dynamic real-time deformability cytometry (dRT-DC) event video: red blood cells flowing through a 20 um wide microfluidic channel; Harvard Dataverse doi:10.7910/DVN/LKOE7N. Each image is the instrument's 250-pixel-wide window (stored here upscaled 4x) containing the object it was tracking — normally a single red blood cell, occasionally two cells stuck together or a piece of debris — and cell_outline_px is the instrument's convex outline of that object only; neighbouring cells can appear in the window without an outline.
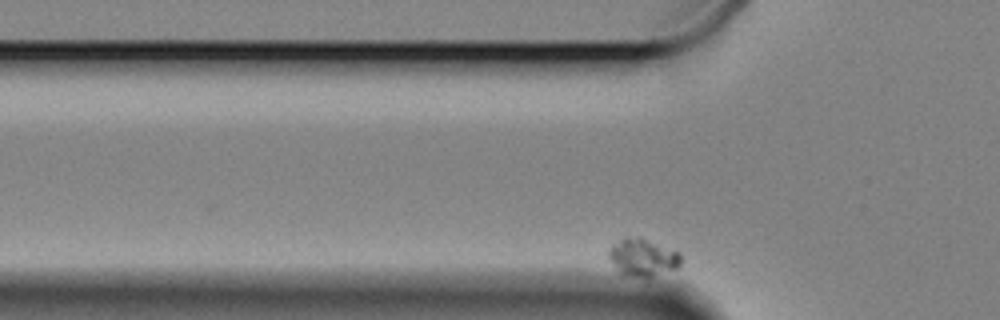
{"species": "Egyptian fruit bat (a non-hibernating species)", "species_latin": "Rousettus aegyptiacus", "temperature_condition": "cold", "stored_images_in_passage": 53, "camera_frame_rate_fps": 3000, "um_per_image_px": 0.085, "animal": {"sex": "female"}, "frame": {"image": 1, "passage_image": 4, "time_ms": 1.0, "image_size_px": [1000, 320], "cell_outline_px": [[680, 264], [676, 268], [652, 276], [632, 276], [620, 272], [608, 256], [608, 248], [612, 244], [624, 236], [640, 236], [680, 252]], "centroid_in_image_um": [54.61, 21.82], "position_along_channel_um": 71.2, "area_um2": 15.66}}
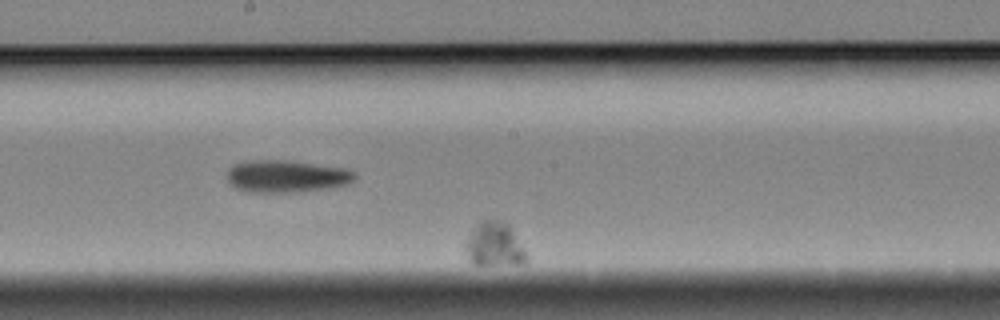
{"frame": {"image": 2, "passage_image": 25, "time_ms": 8.0, "image_size_px": [1000, 320], "cell_outline_px": [[528, 264], [472, 264], [468, 260], [464, 248], [464, 244], [468, 236], [476, 224], [484, 220], [496, 220], [508, 224], [524, 252], [528, 260]], "centroid_in_image_um": [41.97, 20.81], "position_along_channel_um": 206.2, "area_um2": 15.43}}
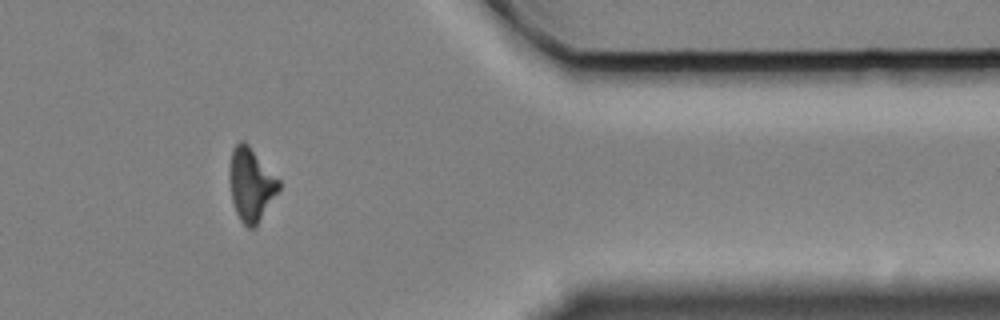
{"frame": {"image": 3, "passage_image": 50, "time_ms": 16.333, "image_size_px": [1000, 320], "cell_outline_px": [[280, 188], [256, 228], [248, 228], [240, 220], [236, 212], [232, 200], [228, 180], [228, 168], [232, 148], [240, 140], [244, 140], [248, 144], [280, 180]], "centroid_in_image_um": [21.31, 15.67], "position_along_channel_um": 390.1, "area_um2": 21.39}}